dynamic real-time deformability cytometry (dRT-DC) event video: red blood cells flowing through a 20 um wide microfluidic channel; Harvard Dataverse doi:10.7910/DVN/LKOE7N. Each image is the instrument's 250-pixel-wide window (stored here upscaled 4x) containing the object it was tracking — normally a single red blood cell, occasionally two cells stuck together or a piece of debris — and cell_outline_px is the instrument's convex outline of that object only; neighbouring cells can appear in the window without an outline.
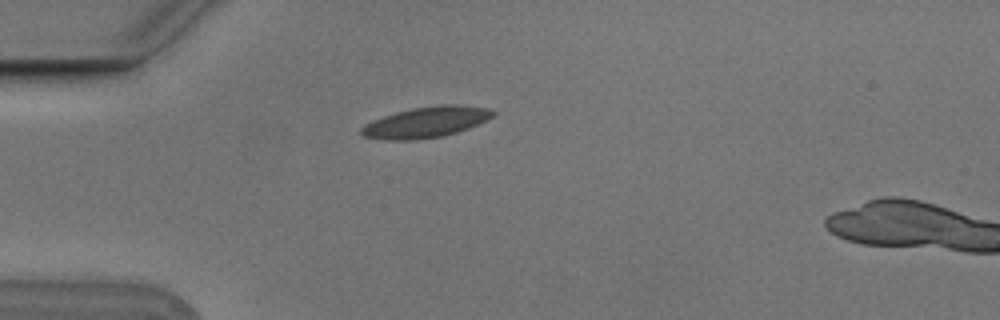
{"species": "Egyptian fruit bat (a non-hibernating species)", "species_latin": "Rousettus aegyptiacus", "temperature_condition": "cold", "stored_images_in_passage": 3, "camera_frame_rate_fps": 3000, "um_per_image_px": 0.085, "animal": {"sex": "male"}, "frame": {"image": 1, "passage_image": 2, "time_ms": 0.333, "image_size_px": [1000, 320], "cell_outline_px": [[496, 112], [492, 116], [468, 128], [444, 136], [416, 140], [380, 140], [360, 136], [360, 128], [364, 124], [372, 120], [396, 112], [412, 108], [440, 104], [456, 104], [488, 108]], "centroid_in_image_um": [36.13, 10.39], "position_along_channel_um": 48.9, "area_um2": 23.76}}